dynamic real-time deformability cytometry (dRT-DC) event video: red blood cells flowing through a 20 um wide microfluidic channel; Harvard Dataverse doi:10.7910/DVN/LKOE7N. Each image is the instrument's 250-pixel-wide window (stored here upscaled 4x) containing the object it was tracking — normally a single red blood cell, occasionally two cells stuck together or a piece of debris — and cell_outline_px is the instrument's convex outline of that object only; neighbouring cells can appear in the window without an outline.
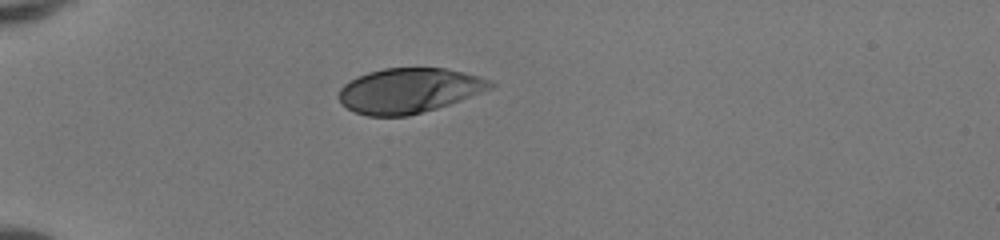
{"species": "human", "species_latin": "Homo sapiens", "temperature_condition": "room temperature", "stored_images_in_passage": 36, "camera_frame_rate_fps": 3000, "um_per_image_px": 0.085, "donor": {"sex": "female"}, "frame": {"image": 1, "passage_image": 1, "time_ms": 0.0, "image_size_px": [1000, 240], "cell_outline_px": [[496, 84], [492, 88], [460, 100], [436, 108], [408, 116], [368, 116], [356, 112], [340, 104], [340, 88], [348, 80], [356, 76], [368, 72], [384, 68], [444, 68], [464, 72], [480, 76], [492, 80]], "centroid_in_image_um": [34.76, 7.69], "position_along_channel_um": 50.2, "area_um2": 39.65}}
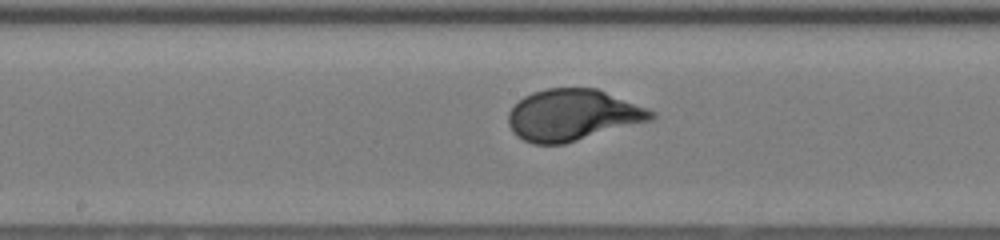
{"frame": {"image": 2, "passage_image": 14, "time_ms": 4.333, "image_size_px": [1000, 240], "cell_outline_px": [[656, 116], [652, 120], [564, 144], [532, 144], [516, 136], [512, 132], [508, 124], [508, 112], [524, 96], [532, 92], [548, 88], [596, 88], [648, 108], [656, 112]], "centroid_in_image_um": [48.67, 9.78], "position_along_channel_um": 199.5, "area_um2": 42.83}}
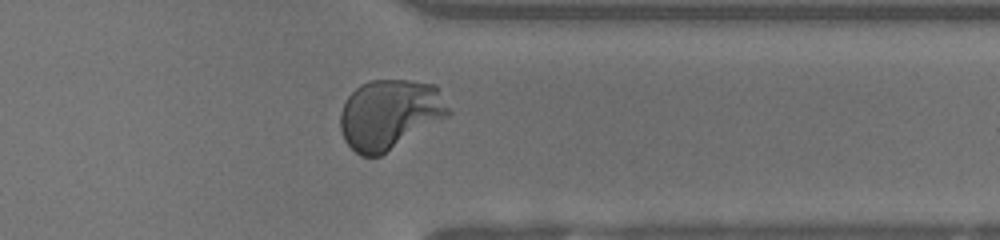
{"frame": {"image": 3, "passage_image": 27, "time_ms": 8.667, "image_size_px": [1000, 240], "cell_outline_px": [[452, 112], [448, 116], [380, 156], [360, 156], [344, 140], [340, 128], [340, 112], [348, 96], [360, 84], [372, 80], [408, 80], [436, 84]], "centroid_in_image_um": [33.12, 9.7], "position_along_channel_um": 378.3, "area_um2": 43.99}, "authors_computed_cell_mechanics": {"area_um2": 42.3385, "velocity_mm_per_s": 4.1448, "shape_relaxation_time_tau1_ms": 2.7493, "shape_relaxation_time_tau2_ms": null, "deformation_change_tau1": 0.1921, "deformation_change_tau2": null}}